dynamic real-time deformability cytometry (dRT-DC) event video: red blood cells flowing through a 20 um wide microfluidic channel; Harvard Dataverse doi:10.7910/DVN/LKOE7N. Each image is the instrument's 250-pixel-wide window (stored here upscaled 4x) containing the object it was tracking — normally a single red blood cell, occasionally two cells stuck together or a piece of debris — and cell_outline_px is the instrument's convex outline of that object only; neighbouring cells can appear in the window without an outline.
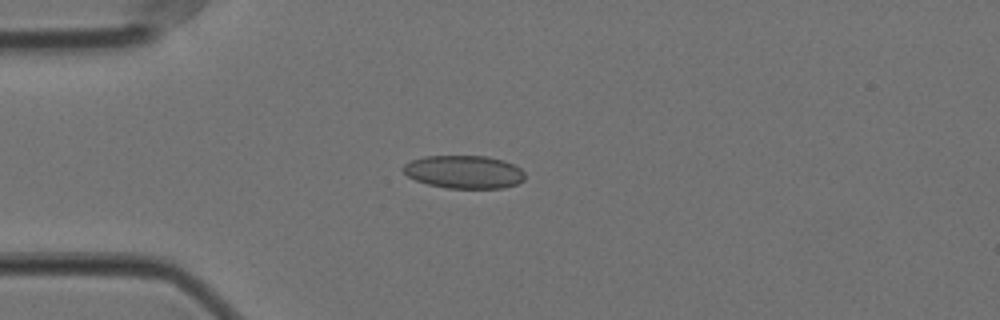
{"species": "Egyptian fruit bat (a non-hibernating species)", "species_latin": "Rousettus aegyptiacus", "temperature_condition": "cold", "stored_images_in_passage": 56, "camera_frame_rate_fps": 3000, "um_per_image_px": 0.085, "animal": {"sex": "female"}, "frame": {"image": 1, "passage_image": 14, "time_ms": 4.333, "image_size_px": [1000, 320], "cell_outline_px": [[524, 180], [516, 184], [504, 188], [448, 188], [428, 184], [416, 180], [408, 176], [400, 168], [404, 164], [412, 160], [424, 156], [488, 156], [504, 160], [520, 168], [524, 172]], "centroid_in_image_um": [39.44, 14.61], "position_along_channel_um": 45.6, "area_um2": 23.47}}
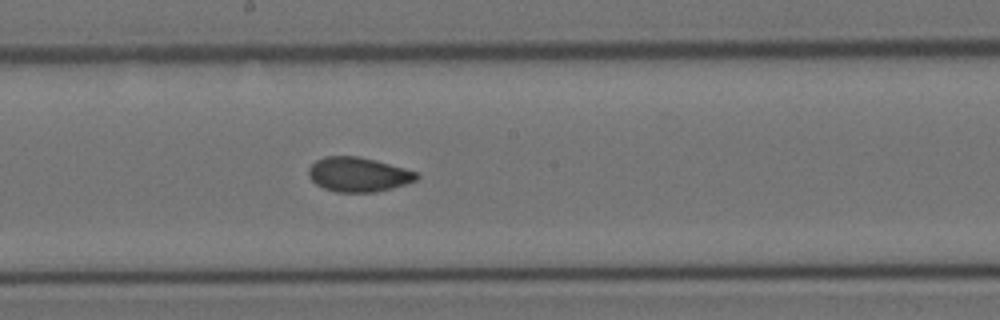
{"frame": {"image": 2, "passage_image": 30, "time_ms": 9.667, "image_size_px": [1000, 320], "cell_outline_px": [[420, 176], [416, 180], [392, 188], [376, 192], [336, 192], [324, 188], [316, 184], [308, 176], [308, 168], [316, 160], [324, 156], [360, 156], [376, 160], [404, 168], [416, 172]], "centroid_in_image_um": [30.43, 14.82], "position_along_channel_um": 217.8, "area_um2": 21.73}}
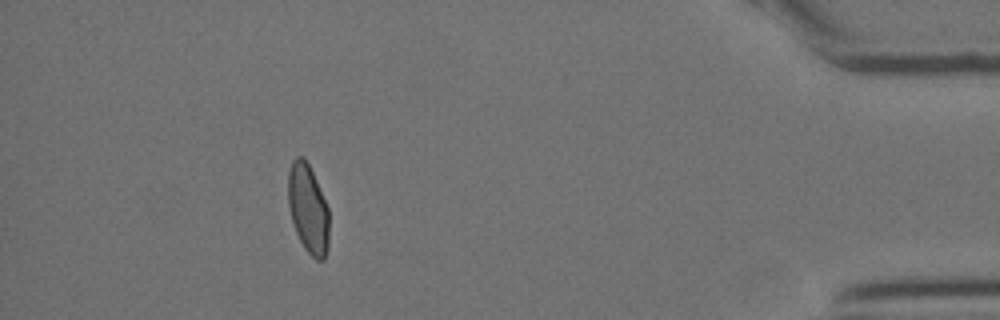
{"frame": {"image": 3, "passage_image": 51, "time_ms": 16.667, "image_size_px": [1000, 320], "cell_outline_px": [[328, 248], [324, 260], [316, 260], [304, 248], [296, 232], [292, 220], [288, 204], [288, 172], [292, 160], [296, 156], [304, 156], [316, 180], [328, 208]], "centroid_in_image_um": [26.18, 17.74], "position_along_channel_um": 409.0, "area_um2": 21.15}, "authors_computed_cell_mechanics": {"area_um2": 21.8484, "velocity_mm_per_s": 3.5452, "shape_relaxation_time_tau1_ms": null, "shape_relaxation_time_tau2_ms": 1.749, "deformation_change_tau1": null, "deformation_change_tau2": 0.0585}}